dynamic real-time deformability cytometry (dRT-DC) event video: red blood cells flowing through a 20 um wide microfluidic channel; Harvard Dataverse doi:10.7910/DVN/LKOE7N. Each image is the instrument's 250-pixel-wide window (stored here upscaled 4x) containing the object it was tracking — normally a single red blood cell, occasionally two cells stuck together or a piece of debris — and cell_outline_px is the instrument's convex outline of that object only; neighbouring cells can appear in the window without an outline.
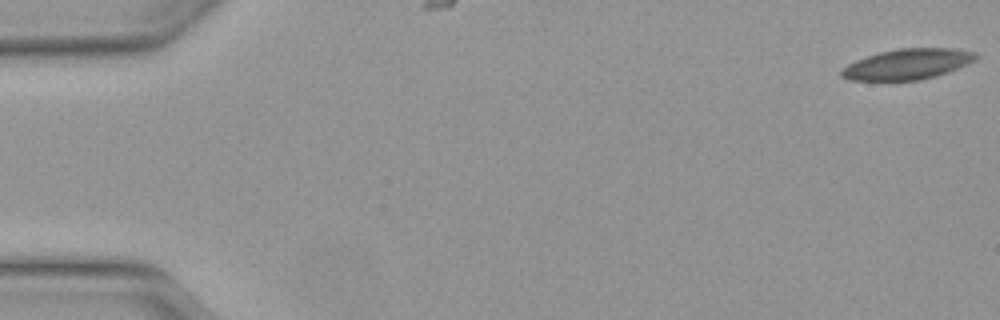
{"species": "Egyptian fruit bat (a non-hibernating species)", "species_latin": "Rousettus aegyptiacus", "temperature_condition": "warm", "stored_images_in_passage": 13, "camera_frame_rate_fps": 3000, "um_per_image_px": 0.085, "animal": {"sex": "female"}, "frame": {"image": 1, "passage_image": 1, "time_ms": 0.0, "image_size_px": [1000, 320], "cell_outline_px": [[976, 56], [972, 60], [956, 68], [932, 76], [916, 80], [848, 80], [840, 76], [840, 72], [848, 64], [856, 60], [880, 52], [896, 48], [952, 48], [976, 52]], "centroid_in_image_um": [77.06, 5.44], "position_along_channel_um": 7.9, "area_um2": 23.29}}
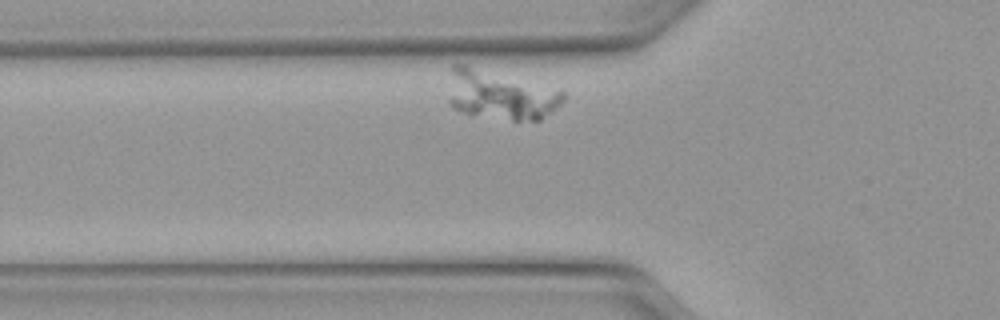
{"frame": {"image": 2, "passage_image": 7, "time_ms": 2.0, "image_size_px": [1000, 320], "cell_outline_px": [[564, 100], [560, 104], [540, 120], [512, 120], [460, 112], [452, 108], [448, 104], [448, 100], [452, 64], [464, 64], [564, 92]], "centroid_in_image_um": [42.46, 8.09], "position_along_channel_um": 83.3, "area_um2": 32.14}}